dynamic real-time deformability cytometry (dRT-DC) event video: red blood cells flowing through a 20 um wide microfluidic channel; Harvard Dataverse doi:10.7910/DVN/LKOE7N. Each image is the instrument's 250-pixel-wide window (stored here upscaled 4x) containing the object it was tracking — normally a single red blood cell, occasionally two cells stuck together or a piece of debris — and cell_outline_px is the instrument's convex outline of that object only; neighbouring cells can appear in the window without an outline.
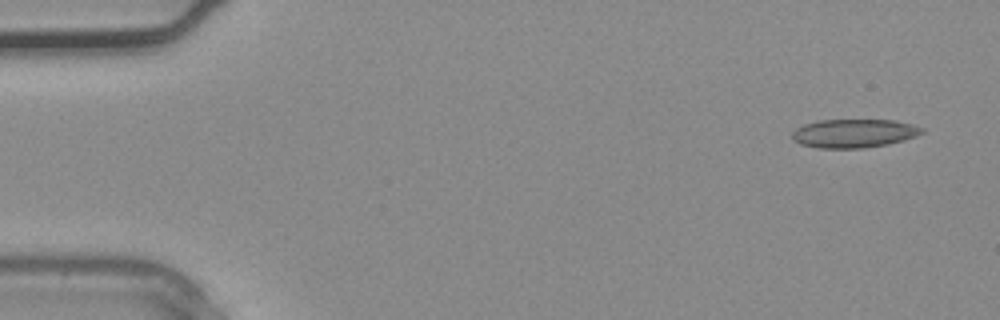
{"species": "common noctule bat (a hibernating species)", "species_latin": "Nyctalus noctula", "temperature_condition": "warm", "stored_images_in_passage": 4, "segment_of_instrument_passage": [2, 2], "camera_frame_rate_fps": 3000, "um_per_image_px": 0.085, "animal": {"sex": "male", "body_mass_g": 20.4}, "frame": {"image": 1, "passage_image": 4, "time_ms": 1.0, "image_size_px": [1000, 320], "cell_outline_px": [[924, 132], [916, 136], [904, 140], [888, 144], [864, 148], [820, 148], [800, 144], [792, 140], [792, 132], [796, 128], [804, 124], [820, 120], [896, 120], [912, 124], [924, 128]], "centroid_in_image_um": [72.59, 11.33], "position_along_channel_um": 12.4, "area_um2": 21.73}}